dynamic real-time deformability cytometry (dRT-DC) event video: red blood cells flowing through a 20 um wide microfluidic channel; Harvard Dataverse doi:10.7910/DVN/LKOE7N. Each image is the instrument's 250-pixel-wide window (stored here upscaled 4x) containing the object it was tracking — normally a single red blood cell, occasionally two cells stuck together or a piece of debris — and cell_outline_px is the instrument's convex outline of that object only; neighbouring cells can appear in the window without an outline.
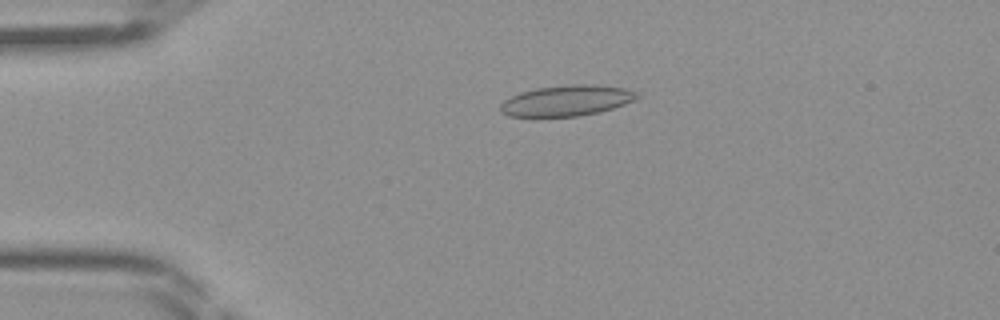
{"species": "Egyptian fruit bat (a non-hibernating species)", "species_latin": "Rousettus aegyptiacus", "temperature_condition": "room temperature", "stored_images_in_passage": 37, "camera_frame_rate_fps": 3000, "um_per_image_px": 0.085, "frame": {"image": 1, "passage_image": 2, "time_ms": 0.333, "image_size_px": [1000, 320], "cell_outline_px": [[640, 96], [636, 100], [612, 108], [580, 116], [508, 116], [500, 112], [500, 104], [504, 100], [520, 92], [536, 88], [572, 84], [596, 84], [624, 88], [636, 92]], "centroid_in_image_um": [48.16, 8.54], "position_along_channel_um": 36.8, "area_um2": 24.39}}
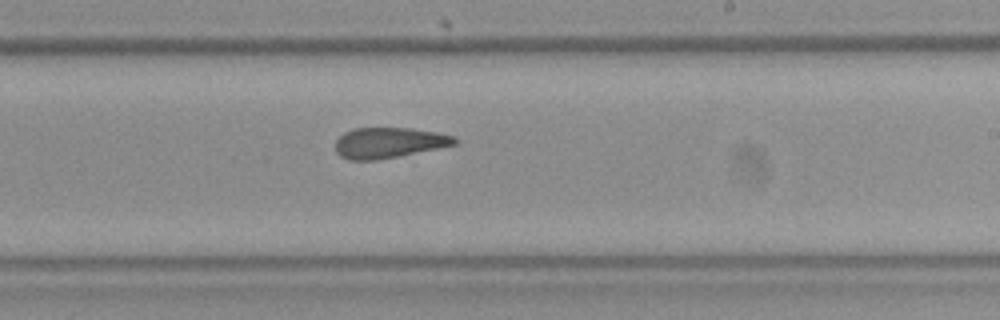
{"frame": {"image": 2, "passage_image": 19, "time_ms": 6.0, "image_size_px": [1000, 320], "cell_outline_px": [[460, 140], [456, 144], [376, 160], [348, 160], [340, 156], [336, 152], [336, 140], [344, 132], [352, 128], [412, 128], [436, 132], [456, 136]], "centroid_in_image_um": [33.04, 12.12], "position_along_channel_um": 256.0, "area_um2": 21.15}}
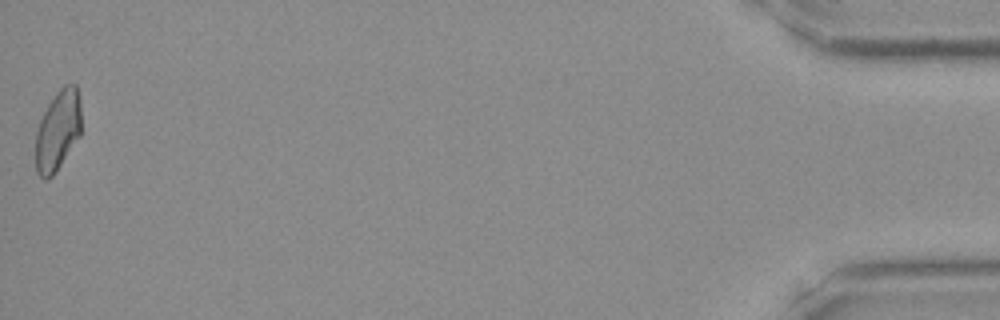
{"frame": {"image": 3, "passage_image": 37, "time_ms": 12.0, "image_size_px": [1000, 320], "cell_outline_px": [[80, 136], [52, 176], [48, 180], [44, 180], [36, 172], [36, 132], [40, 120], [48, 104], [56, 92], [64, 84], [76, 84], [80, 96]], "centroid_in_image_um": [4.92, 11.07], "position_along_channel_um": 430.3, "area_um2": 21.33}}